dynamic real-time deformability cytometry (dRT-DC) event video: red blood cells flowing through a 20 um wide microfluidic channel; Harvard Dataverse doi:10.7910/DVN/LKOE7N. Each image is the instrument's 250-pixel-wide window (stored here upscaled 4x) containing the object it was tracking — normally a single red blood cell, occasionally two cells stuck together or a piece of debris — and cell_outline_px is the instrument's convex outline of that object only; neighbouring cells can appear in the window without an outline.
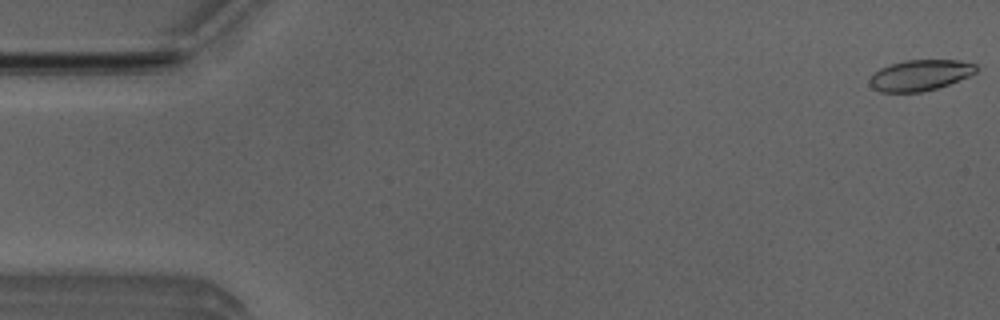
{"species": "Egyptian fruit bat (a non-hibernating species)", "species_latin": "Rousettus aegyptiacus", "temperature_condition": "room temperature", "stored_images_in_passage": 10, "camera_frame_rate_fps": 3000, "um_per_image_px": 0.085, "animal": {"sex": "male"}, "frame": {"image": 1, "passage_image": 1, "time_ms": 0.0, "image_size_px": [1000, 320], "cell_outline_px": [[980, 68], [976, 72], [968, 76], [948, 84], [936, 88], [920, 92], [880, 92], [872, 88], [868, 84], [868, 80], [880, 68], [904, 60], [960, 60], [976, 64]], "centroid_in_image_um": [78.21, 6.39], "position_along_channel_um": 6.8, "area_um2": 19.13}}